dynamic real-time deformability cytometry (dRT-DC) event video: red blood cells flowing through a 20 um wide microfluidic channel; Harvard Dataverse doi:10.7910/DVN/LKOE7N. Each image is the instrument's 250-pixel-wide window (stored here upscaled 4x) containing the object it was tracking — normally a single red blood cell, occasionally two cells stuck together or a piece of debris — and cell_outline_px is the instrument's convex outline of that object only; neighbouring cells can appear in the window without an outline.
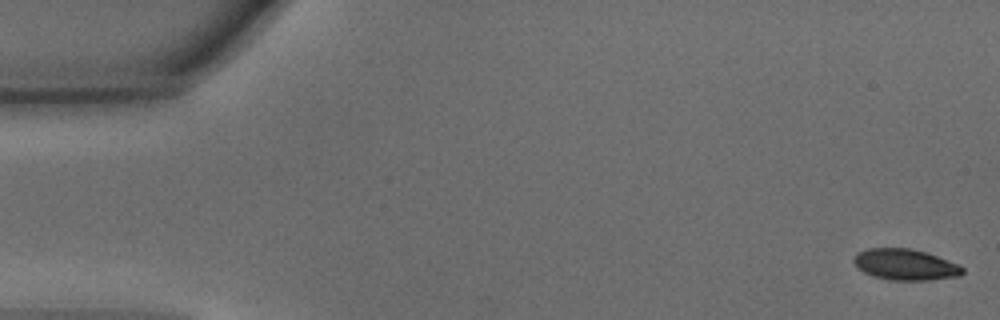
{"species": "common noctule bat (a hibernating species)", "species_latin": "Nyctalus noctula", "temperature_condition": "warm", "stored_images_in_passage": 46, "camera_frame_rate_fps": 3000, "um_per_image_px": 0.085, "animal": {"sex": "male", "body_mass_g": 15.6}, "frame": {"image": 1, "passage_image": 1, "time_ms": 0.0, "image_size_px": [1000, 320], "cell_outline_px": [[964, 272], [960, 276], [928, 280], [892, 280], [872, 276], [856, 268], [852, 260], [856, 252], [868, 248], [912, 248], [928, 252], [960, 264], [964, 268]], "centroid_in_image_um": [76.95, 22.48], "position_along_channel_um": 8.0, "area_um2": 20.11}}
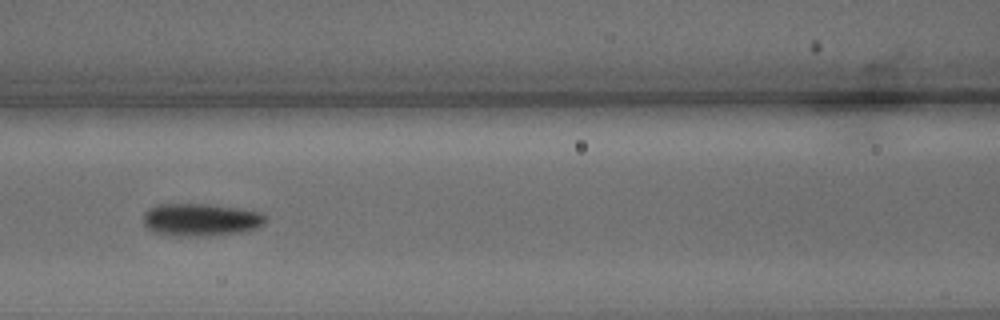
{"frame": {"image": 2, "passage_image": 20, "time_ms": 6.333, "image_size_px": [1000, 320], "cell_outline_px": [[264, 224], [256, 228], [244, 232], [208, 236], [164, 236], [152, 232], [144, 224], [144, 212], [148, 208], [156, 204], [208, 204], [260, 212], [264, 216]], "centroid_in_image_um": [16.99, 18.69], "position_along_channel_um": 149.6, "area_um2": 23.41}}
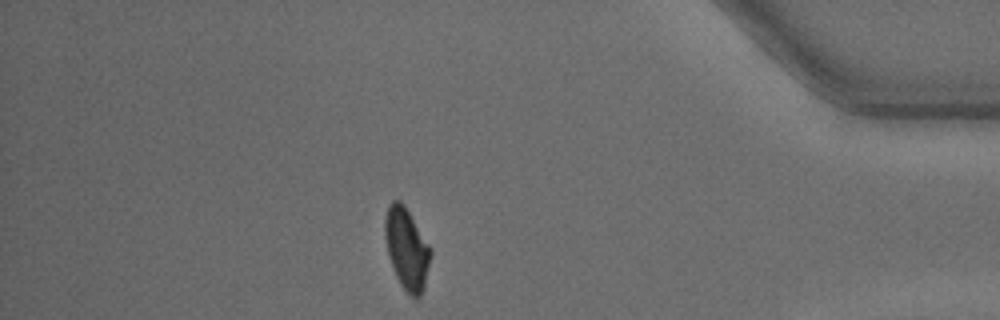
{"frame": {"image": 3, "passage_image": 40, "time_ms": 13.0, "image_size_px": [1000, 320], "cell_outline_px": [[432, 252], [424, 288], [420, 296], [412, 296], [400, 284], [396, 276], [388, 256], [384, 236], [384, 216], [392, 200], [400, 200], [404, 204], [432, 248]], "centroid_in_image_um": [34.57, 21.1], "position_along_channel_um": 400.6, "area_um2": 21.73}, "authors_computed_cell_mechanics": {"area_um2": 21.6461, "velocity_mm_per_s": 4.3775, "shape_relaxation_time_tau1_ms": 2.5985, "shape_relaxation_time_tau2_ms": 1.5515, "deformation_change_tau1": 0.1236, "deformation_change_tau2": 0.0568}}